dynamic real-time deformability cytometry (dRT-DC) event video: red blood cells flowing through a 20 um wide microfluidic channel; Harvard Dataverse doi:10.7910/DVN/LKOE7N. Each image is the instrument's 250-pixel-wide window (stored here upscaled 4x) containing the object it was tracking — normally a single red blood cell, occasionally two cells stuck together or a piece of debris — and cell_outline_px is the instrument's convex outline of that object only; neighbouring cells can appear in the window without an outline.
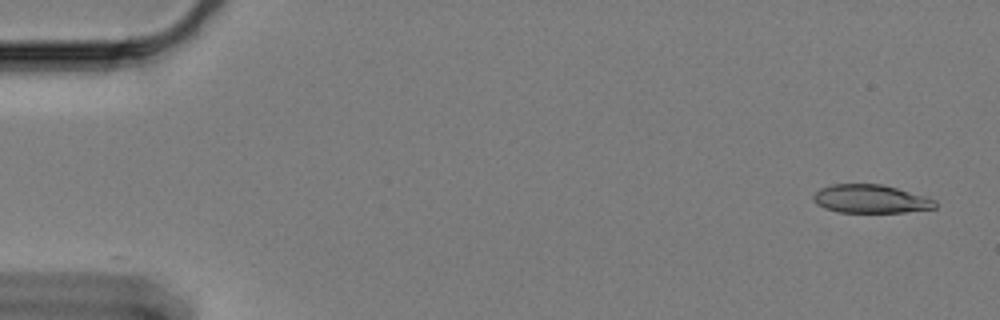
{"species": "Egyptian fruit bat (a non-hibernating species)", "species_latin": "Rousettus aegyptiacus", "temperature_condition": "cold", "stored_images_in_passage": 46, "camera_frame_rate_fps": 3000, "um_per_image_px": 0.085, "animal": {"sex": "female"}, "frame": {"image": 1, "passage_image": 1, "time_ms": 0.0, "image_size_px": [1000, 320], "cell_outline_px": [[936, 208], [904, 212], [840, 212], [824, 208], [816, 204], [812, 200], [812, 196], [820, 188], [832, 184], [880, 184], [896, 188], [924, 196], [936, 200]], "centroid_in_image_um": [73.97, 16.91], "position_along_channel_um": 11.0, "area_um2": 20.06}}
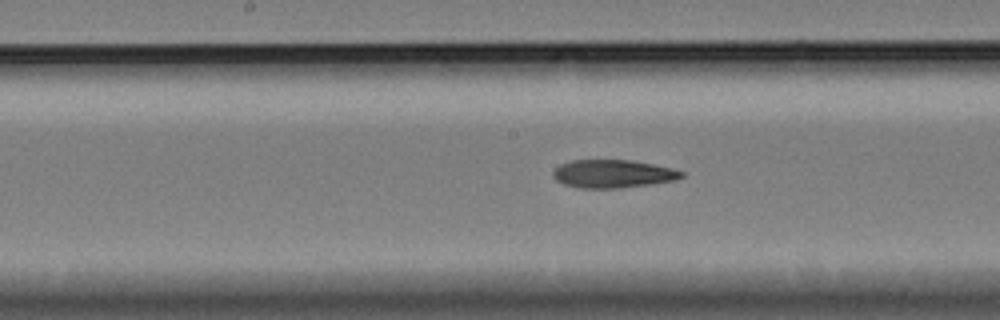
{"frame": {"image": 2, "passage_image": 29, "time_ms": 9.333, "image_size_px": [1000, 320], "cell_outline_px": [[684, 176], [676, 180], [652, 184], [620, 188], [580, 188], [564, 184], [556, 180], [552, 176], [552, 172], [560, 164], [572, 160], [632, 160], [672, 168], [684, 172]], "centroid_in_image_um": [52.1, 14.77], "position_along_channel_um": 196.1, "area_um2": 21.1}}
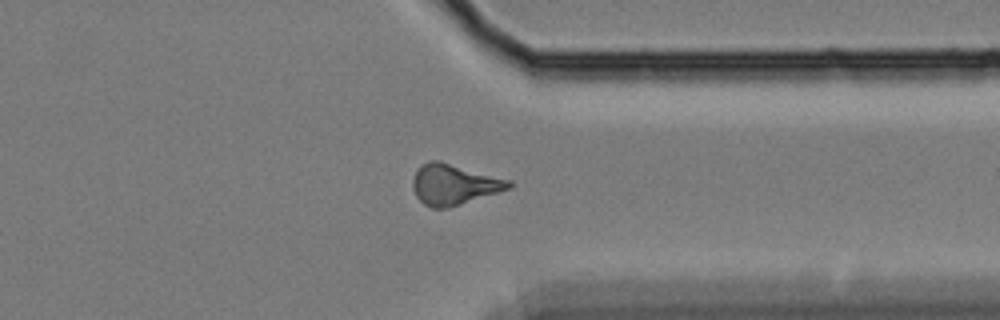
{"frame": {"image": 3, "passage_image": 45, "time_ms": 14.667, "image_size_px": [1000, 320], "cell_outline_px": [[512, 184], [508, 188], [448, 208], [432, 208], [424, 204], [416, 196], [412, 188], [412, 180], [420, 164], [432, 160], [436, 160], [512, 180]], "centroid_in_image_um": [38.53, 15.67], "position_along_channel_um": 372.9, "area_um2": 22.31}, "authors_computed_cell_mechanics": {"area_um2": 21.3282, "velocity_mm_per_s": 3.3463, "shape_relaxation_time_tau1_ms": null, "shape_relaxation_time_tau2_ms": 4.1569, "deformation_change_tau1": null, "deformation_change_tau2": 0.1379}}